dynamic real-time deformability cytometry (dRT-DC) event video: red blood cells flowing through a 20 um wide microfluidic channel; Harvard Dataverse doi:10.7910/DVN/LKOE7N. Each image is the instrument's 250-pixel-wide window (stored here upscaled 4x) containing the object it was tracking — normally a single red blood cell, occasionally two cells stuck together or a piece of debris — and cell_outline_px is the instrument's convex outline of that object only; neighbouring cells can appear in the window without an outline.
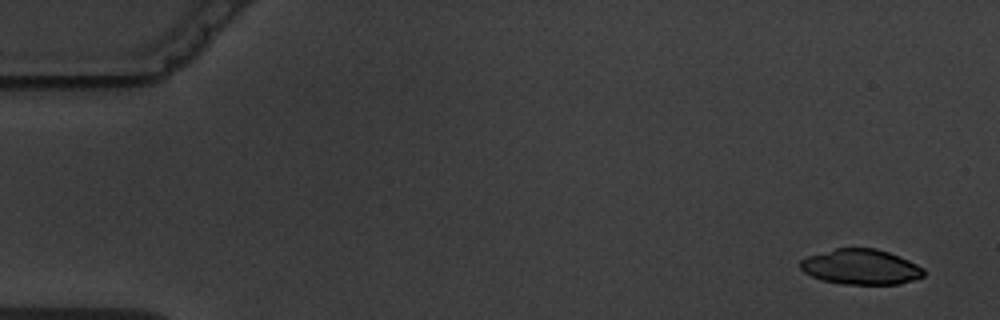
{"species": "common noctule bat (a hibernating species)", "species_latin": "Nyctalus noctula", "temperature_condition": "warm", "stored_images_in_passage": 4, "camera_frame_rate_fps": 3000, "um_per_image_px": 0.085, "animal": {"sex": "male", "body_mass_g": 19.5, "forearm_length_mm": 54.6}, "frame": {"image": 1, "passage_image": 1, "time_ms": 0.0, "image_size_px": [1000, 320], "cell_outline_px": [[924, 276], [900, 284], [844, 284], [824, 280], [812, 276], [804, 272], [800, 268], [800, 260], [808, 256], [836, 248], [876, 248], [888, 252], [908, 260], [924, 268]], "centroid_in_image_um": [73.18, 22.68], "position_along_channel_um": 11.8, "area_um2": 25.2}}